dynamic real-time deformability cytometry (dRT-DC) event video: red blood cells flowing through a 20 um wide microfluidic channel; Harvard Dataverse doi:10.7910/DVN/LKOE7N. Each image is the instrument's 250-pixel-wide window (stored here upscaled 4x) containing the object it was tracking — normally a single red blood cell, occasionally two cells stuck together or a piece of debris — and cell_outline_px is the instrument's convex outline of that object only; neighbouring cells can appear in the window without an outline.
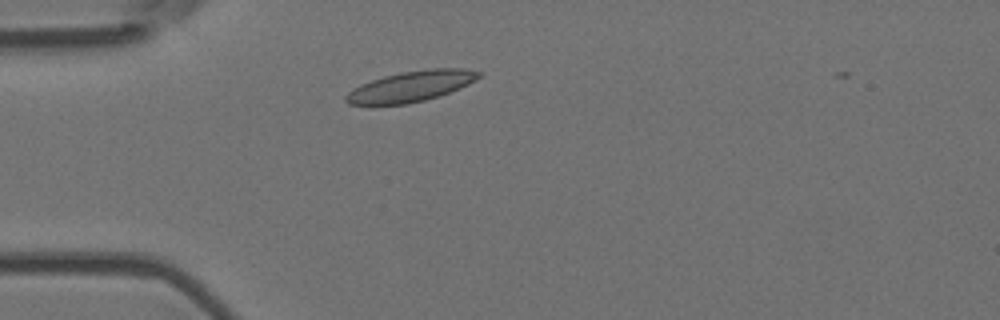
{"species": "Egyptian fruit bat (a non-hibernating species)", "species_latin": "Rousettus aegyptiacus", "temperature_condition": "room temperature", "stored_images_in_passage": 2, "camera_frame_rate_fps": 3000, "um_per_image_px": 0.085, "animal": {"sex": "female"}, "frame": {"image": 1, "passage_image": 2, "time_ms": 0.333, "image_size_px": [1000, 320], "cell_outline_px": [[484, 72], [476, 80], [460, 88], [440, 96], [408, 104], [348, 104], [344, 100], [344, 96], [352, 88], [360, 84], [384, 76], [400, 72], [432, 68], [468, 68]], "centroid_in_image_um": [34.97, 7.32], "position_along_channel_um": 50.0, "area_um2": 23.87}}